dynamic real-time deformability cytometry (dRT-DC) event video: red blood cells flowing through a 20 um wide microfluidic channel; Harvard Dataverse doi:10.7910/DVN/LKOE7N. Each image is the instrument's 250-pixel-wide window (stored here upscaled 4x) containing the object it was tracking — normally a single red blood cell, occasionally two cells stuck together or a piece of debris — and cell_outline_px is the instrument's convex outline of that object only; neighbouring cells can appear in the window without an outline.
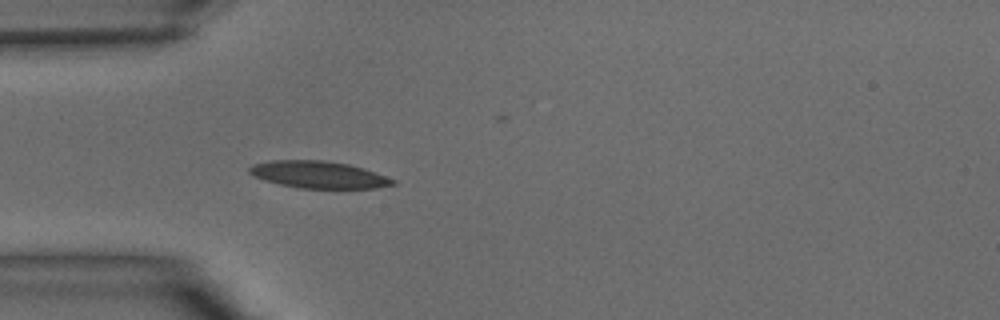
{"species": "common noctule bat (a hibernating species)", "species_latin": "Nyctalus noctula", "temperature_condition": "warm", "stored_images_in_passage": 35, "camera_frame_rate_fps": 3000, "um_per_image_px": 0.085, "animal": {"sex": "male", "body_mass_g": 15.6}, "frame": {"image": 1, "passage_image": 6, "time_ms": 1.667, "image_size_px": [1000, 320], "cell_outline_px": [[396, 184], [376, 188], [300, 188], [280, 184], [264, 180], [252, 176], [248, 172], [248, 168], [252, 164], [272, 160], [324, 160], [348, 164], [364, 168], [396, 180]], "centroid_in_image_um": [27.06, 14.84], "position_along_channel_um": 57.9, "area_um2": 22.66}}